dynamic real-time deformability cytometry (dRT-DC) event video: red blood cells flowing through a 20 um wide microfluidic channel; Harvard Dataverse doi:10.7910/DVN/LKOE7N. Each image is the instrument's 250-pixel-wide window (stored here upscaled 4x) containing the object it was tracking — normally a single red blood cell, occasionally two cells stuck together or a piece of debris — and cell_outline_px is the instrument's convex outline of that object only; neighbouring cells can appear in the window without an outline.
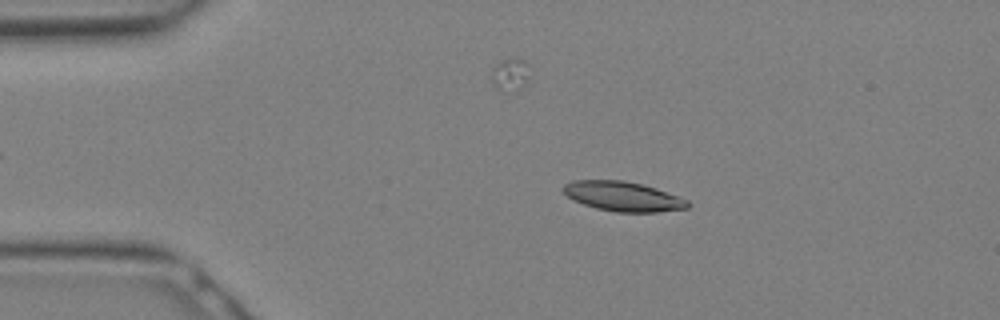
{"species": "Egyptian fruit bat (a non-hibernating species)", "species_latin": "Rousettus aegyptiacus", "temperature_condition": "warm", "stored_images_in_passage": 6, "camera_frame_rate_fps": 3000, "um_per_image_px": 0.085, "animal": {"sex": "female"}, "frame": {"image": 1, "passage_image": 1, "time_ms": 0.0, "image_size_px": [1000, 320], "cell_outline_px": [[688, 208], [656, 212], [616, 212], [596, 208], [572, 200], [560, 188], [564, 184], [572, 180], [624, 180], [644, 184], [656, 188], [688, 200]], "centroid_in_image_um": [52.91, 16.68], "position_along_channel_um": 32.1, "area_um2": 21.56}}
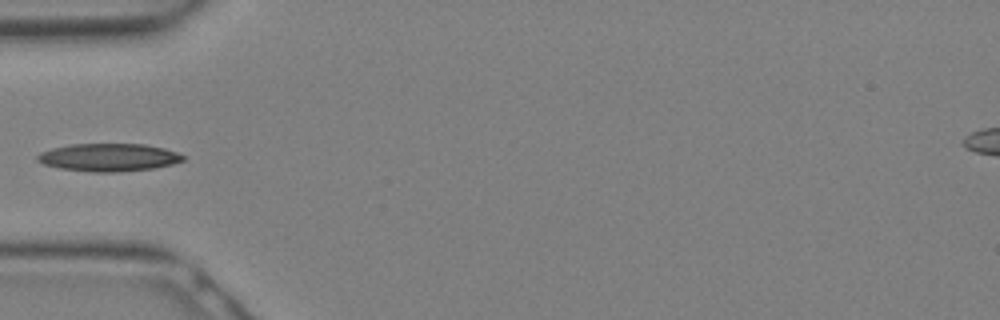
{"frame": {"image": 2, "passage_image": 5, "time_ms": 1.333, "image_size_px": [1000, 320], "cell_outline_px": [[184, 160], [172, 164], [156, 168], [116, 172], [92, 172], [60, 168], [44, 164], [36, 160], [36, 156], [40, 152], [52, 148], [72, 144], [144, 144], [164, 148], [176, 152], [184, 156]], "centroid_in_image_um": [9.23, 13.38], "position_along_channel_um": 75.8, "area_um2": 23.58}}